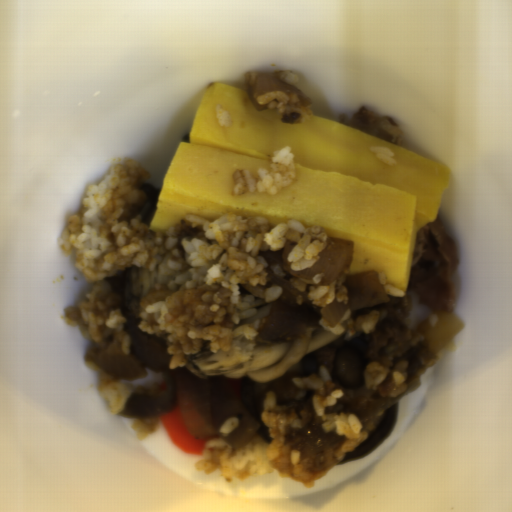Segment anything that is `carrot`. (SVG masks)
<instances>
[{
	"label": "carrot",
	"instance_id": "1",
	"mask_svg": "<svg viewBox=\"0 0 512 512\" xmlns=\"http://www.w3.org/2000/svg\"><path fill=\"white\" fill-rule=\"evenodd\" d=\"M159 417L163 427L177 447L201 458L205 446L211 439H222L217 434L195 437L187 427L178 406L170 413L159 415Z\"/></svg>",
	"mask_w": 512,
	"mask_h": 512
}]
</instances>
